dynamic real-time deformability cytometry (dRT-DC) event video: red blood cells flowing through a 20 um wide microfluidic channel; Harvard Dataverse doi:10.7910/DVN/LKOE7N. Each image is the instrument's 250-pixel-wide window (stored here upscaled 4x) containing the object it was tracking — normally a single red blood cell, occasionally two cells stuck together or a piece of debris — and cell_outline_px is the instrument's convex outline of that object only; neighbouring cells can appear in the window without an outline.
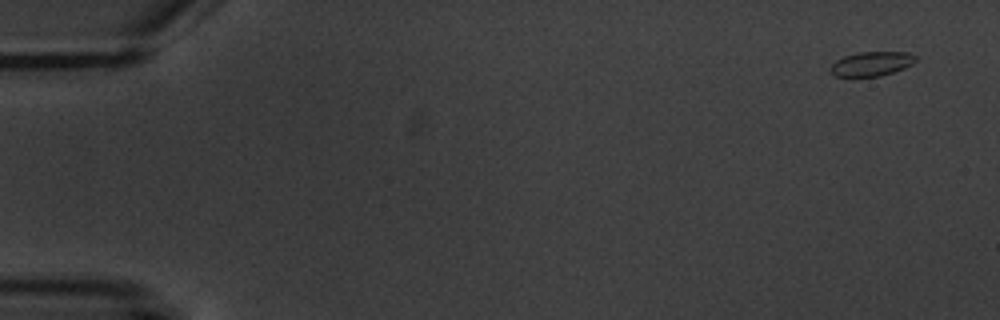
{"species": "common noctule bat (a hibernating species)", "species_latin": "Nyctalus noctula", "temperature_condition": "warm", "stored_images_in_passage": 14, "camera_frame_rate_fps": 3000, "um_per_image_px": 0.085, "animal": {"sex": "male", "body_mass_g": 20.1, "forearm_length_mm": 53.5}, "frame": {"image": 1, "passage_image": 1, "time_ms": 0.0, "image_size_px": [1000, 320], "cell_outline_px": [[916, 60], [912, 64], [904, 68], [880, 76], [852, 80], [836, 76], [828, 72], [828, 68], [836, 60], [844, 56], [860, 52], [908, 52], [916, 56]], "centroid_in_image_um": [73.98, 5.48], "position_along_channel_um": 11.0, "area_um2": 12.72}}
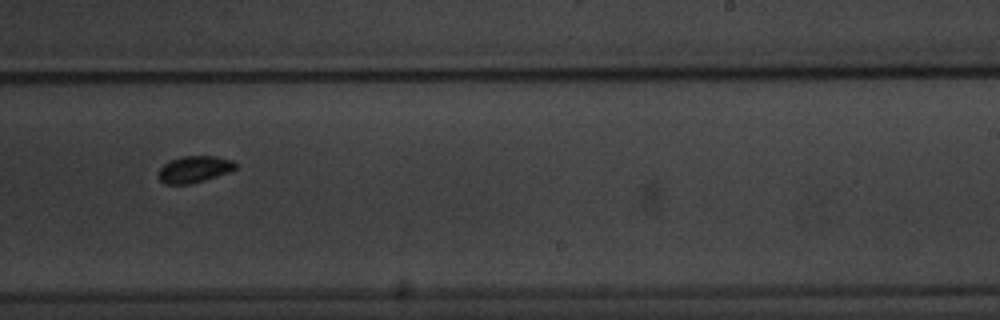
{"frame": {"image": 2, "passage_image": 10, "time_ms": 11.333, "image_size_px": [1000, 320], "cell_outline_px": [[236, 168], [228, 172], [192, 184], [164, 184], [156, 176], [160, 168], [164, 164], [180, 156], [216, 156], [232, 160], [236, 164]], "centroid_in_image_um": [16.48, 14.39], "position_along_channel_um": 272.5, "area_um2": 11.96}}
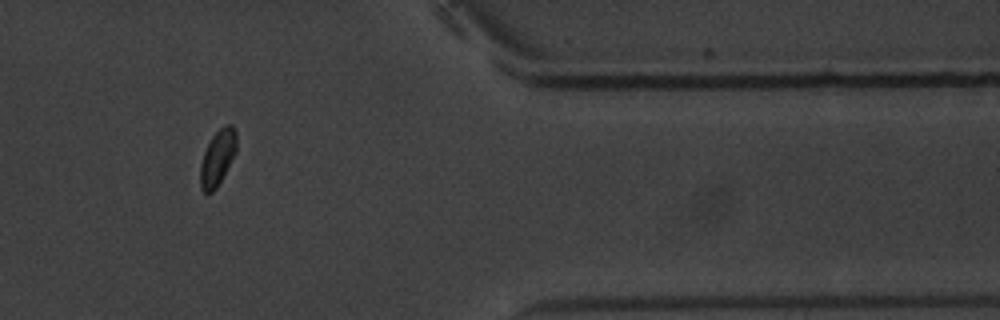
{"frame": {"image": 3, "passage_image": 13, "time_ms": 15.333, "image_size_px": [1000, 320], "cell_outline_px": [[236, 152], [216, 188], [212, 192], [204, 192], [200, 188], [200, 164], [204, 152], [212, 136], [224, 124], [232, 124], [236, 132]], "centroid_in_image_um": [18.49, 13.38], "position_along_channel_um": 392.9, "area_um2": 11.62}, "authors_computed_cell_mechanics": {"area_um2": 12.138, "velocity_mm_per_s": 3.5414, "shape_relaxation_time_tau1_ms": 1.5588, "shape_relaxation_time_tau2_ms": null, "deformation_change_tau1": 0.0617, "deformation_change_tau2": null}}